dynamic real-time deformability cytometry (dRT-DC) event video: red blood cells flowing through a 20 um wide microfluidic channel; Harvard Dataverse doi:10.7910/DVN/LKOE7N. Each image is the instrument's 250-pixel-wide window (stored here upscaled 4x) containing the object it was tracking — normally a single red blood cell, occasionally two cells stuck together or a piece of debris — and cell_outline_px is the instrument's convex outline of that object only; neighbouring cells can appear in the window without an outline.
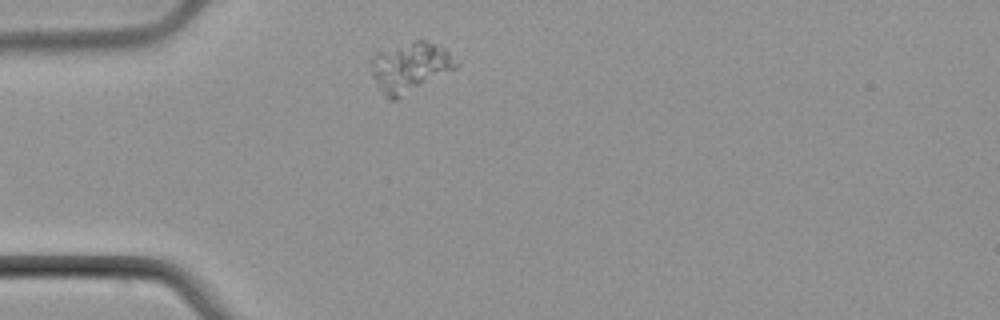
{"species": "common noctule bat (a hibernating species)", "species_latin": "Nyctalus noctula", "temperature_condition": "cold", "stored_images_in_passage": 1, "camera_frame_rate_fps": 3000, "um_per_image_px": 0.085, "animal": {"sex": "male", "body_mass_g": 21.5, "forearm_length_mm": 52.0}, "frame": {"image": 1, "passage_image": 1, "time_ms": 0.0, "image_size_px": [1000, 320], "cell_outline_px": [[460, 64], [456, 68], [396, 100], [388, 100], [384, 96], [376, 84], [372, 76], [372, 60], [376, 52], [416, 40], [424, 40], [436, 44], [444, 48]], "centroid_in_image_um": [34.85, 5.72], "position_along_channel_um": 50.2, "area_um2": 24.45}}